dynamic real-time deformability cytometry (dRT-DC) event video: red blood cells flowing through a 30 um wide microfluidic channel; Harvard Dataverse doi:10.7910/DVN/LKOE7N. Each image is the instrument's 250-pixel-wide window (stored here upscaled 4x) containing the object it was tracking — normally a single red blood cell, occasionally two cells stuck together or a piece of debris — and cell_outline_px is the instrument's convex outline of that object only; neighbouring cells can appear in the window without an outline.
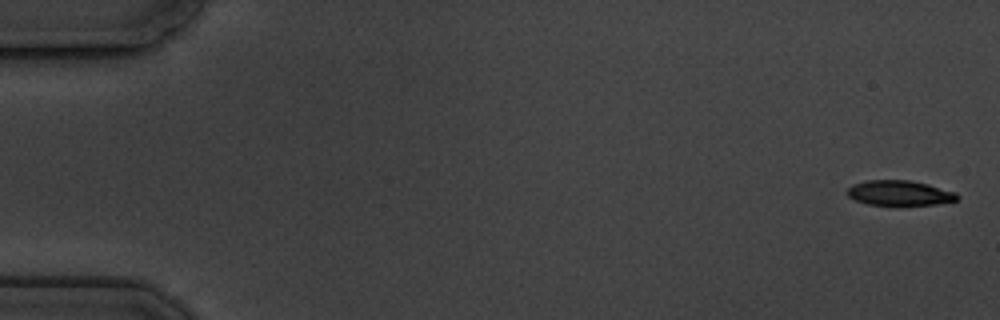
{"species": "common noctule bat (a hibernating species)", "species_latin": "Nyctalus noctula", "temperature_condition": "cold", "stored_images_in_passage": 6, "camera_frame_rate_fps": 3000, "um_per_image_px": 0.085, "animal": {"sex": "male", "body_mass_g": 19.5, "forearm_length_mm": 54.6}, "frame": {"image": 1, "passage_image": 1, "time_ms": 0.0, "image_size_px": [1000, 320], "cell_outline_px": [[960, 196], [956, 200], [936, 204], [900, 208], [896, 208], [868, 204], [856, 200], [848, 196], [848, 188], [852, 184], [868, 180], [908, 180], [928, 184], [956, 192]], "centroid_in_image_um": [76.47, 16.45], "position_along_channel_um": 8.5, "area_um2": 16.76}}
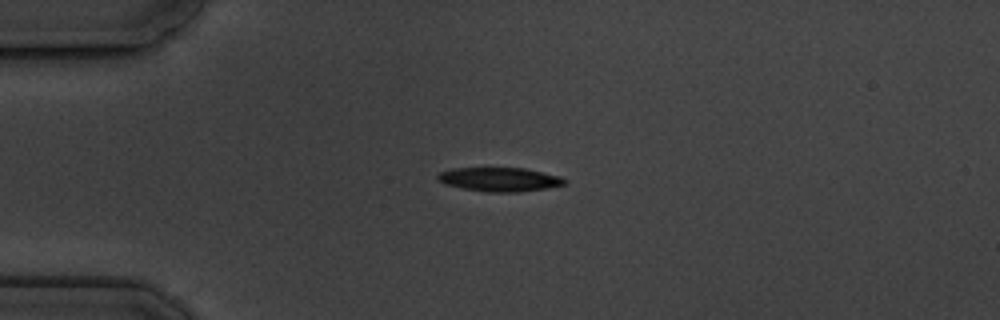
{"frame": {"image": 2, "passage_image": 4, "time_ms": 4.333, "image_size_px": [1000, 320], "cell_outline_px": [[568, 180], [564, 184], [544, 188], [520, 192], [488, 192], [464, 188], [444, 184], [436, 180], [436, 176], [440, 172], [452, 168], [524, 168], [560, 176]], "centroid_in_image_um": [42.43, 15.24], "position_along_channel_um": 42.6, "area_um2": 17.63}}